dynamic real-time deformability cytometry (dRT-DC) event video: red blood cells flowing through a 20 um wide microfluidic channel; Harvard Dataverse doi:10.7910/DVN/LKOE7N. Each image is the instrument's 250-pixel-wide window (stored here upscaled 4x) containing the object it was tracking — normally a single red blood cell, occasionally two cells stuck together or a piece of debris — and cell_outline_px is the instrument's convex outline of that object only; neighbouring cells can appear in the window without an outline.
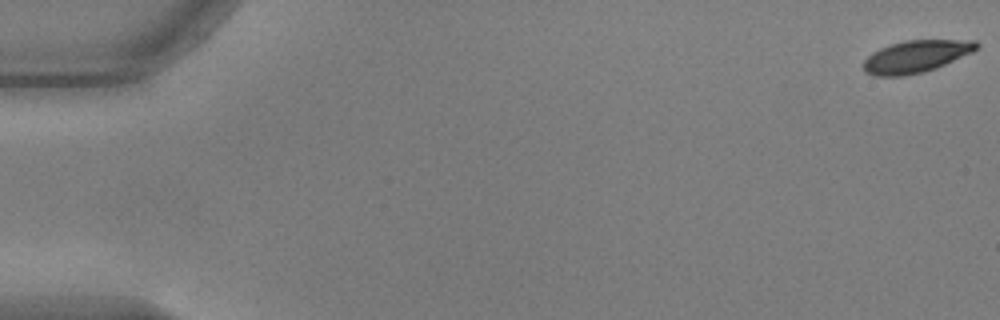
{"species": "common noctule bat (a hibernating species)", "species_latin": "Nyctalus noctula", "temperature_condition": "warm", "stored_images_in_passage": 17, "camera_frame_rate_fps": 3000, "um_per_image_px": 0.085, "animal": {"sex": "male", "body_mass_g": 17.9, "forearm_length_mm": 54.2}, "frame": {"image": 1, "passage_image": 1, "time_ms": 0.0, "image_size_px": [1000, 320], "cell_outline_px": [[980, 48], [972, 52], [936, 68], [924, 72], [904, 76], [876, 76], [864, 72], [864, 60], [872, 52], [880, 48], [904, 40], [976, 40], [980, 44]], "centroid_in_image_um": [77.88, 4.8], "position_along_channel_um": 7.1, "area_um2": 21.27}}
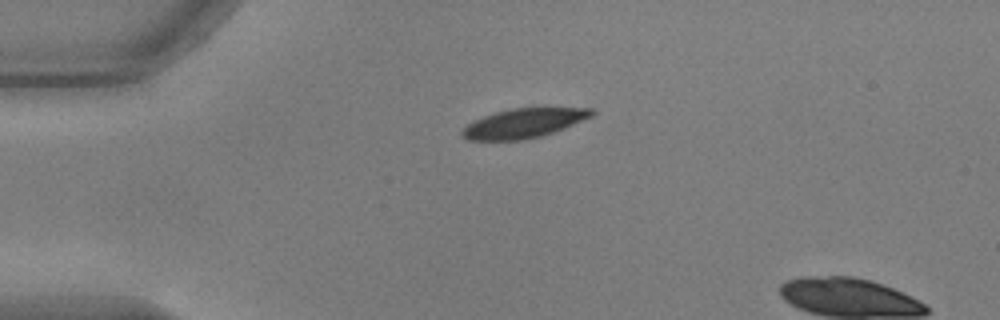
{"frame": {"image": 2, "passage_image": 14, "time_ms": 4.333, "image_size_px": [1000, 320], "cell_outline_px": [[596, 112], [592, 116], [564, 128], [540, 136], [520, 140], [468, 140], [460, 136], [460, 132], [472, 120], [496, 112], [512, 108], [592, 108]], "centroid_in_image_um": [44.48, 10.47], "position_along_channel_um": 40.5, "area_um2": 22.02}}